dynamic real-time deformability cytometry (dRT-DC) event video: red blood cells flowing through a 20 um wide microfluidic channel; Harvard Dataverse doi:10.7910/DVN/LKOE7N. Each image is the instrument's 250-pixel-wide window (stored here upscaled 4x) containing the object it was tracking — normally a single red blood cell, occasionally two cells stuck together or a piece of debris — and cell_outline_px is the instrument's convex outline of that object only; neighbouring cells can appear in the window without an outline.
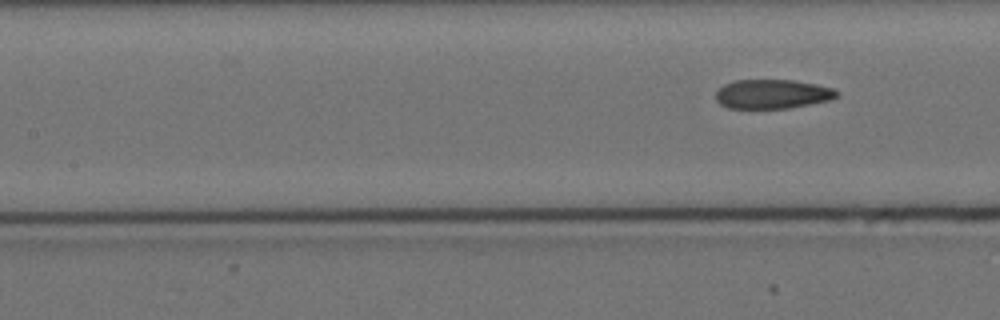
{"species": "Egyptian fruit bat (a non-hibernating species)", "species_latin": "Rousettus aegyptiacus", "temperature_condition": "cold", "stored_images_in_passage": 6, "segment_of_instrument_passage": [2, 2], "camera_frame_rate_fps": 3000, "um_per_image_px": 0.085, "animal": {"sex": "female"}, "frame": {"image": 1, "passage_image": 6, "time_ms": 6.667, "image_size_px": [1000, 320], "cell_outline_px": [[840, 96], [832, 100], [788, 108], [728, 108], [720, 104], [716, 100], [716, 92], [724, 84], [736, 80], [792, 80], [816, 84], [832, 88], [840, 92]], "centroid_in_image_um": [65.69, 7.99], "position_along_channel_um": 141.7, "area_um2": 20.69}}